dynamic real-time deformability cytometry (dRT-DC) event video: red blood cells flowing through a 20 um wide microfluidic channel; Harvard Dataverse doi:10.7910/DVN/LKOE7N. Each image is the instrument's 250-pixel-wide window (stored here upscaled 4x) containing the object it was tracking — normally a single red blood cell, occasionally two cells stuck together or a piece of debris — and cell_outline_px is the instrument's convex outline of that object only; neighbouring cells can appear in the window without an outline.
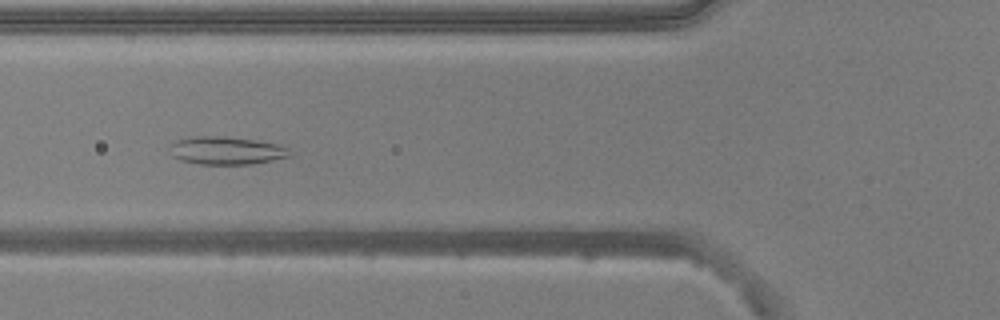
{"species": "common noctule bat (a hibernating species)", "species_latin": "Nyctalus noctula", "temperature_condition": "warm", "stored_images_in_passage": 48, "camera_frame_rate_fps": 3000, "um_per_image_px": 0.085, "animal": {"sex": "male", "body_mass_g": 20.5, "forearm_length_mm": 52.5}, "frame": {"image": 1, "passage_image": 15, "time_ms": 4.667, "image_size_px": [1000, 320], "cell_outline_px": [[292, 156], [252, 164], [200, 164], [180, 160], [172, 156], [168, 148], [176, 140], [188, 136], [224, 136], [256, 140], [280, 144], [288, 148]], "centroid_in_image_um": [19.23, 12.79], "position_along_channel_um": 106.6, "area_um2": 19.77}}
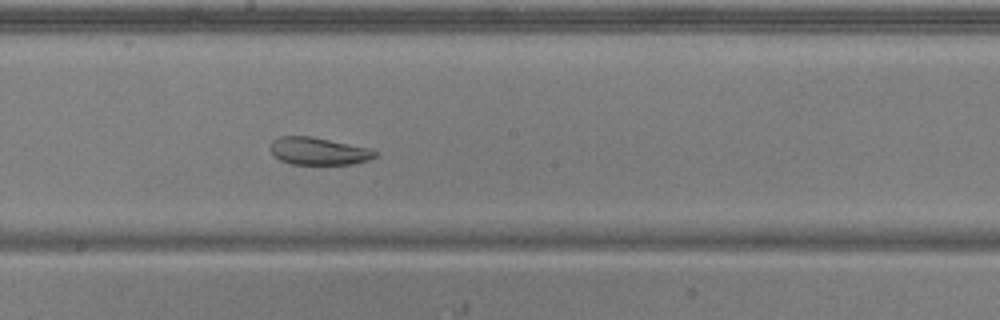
{"frame": {"image": 2, "passage_image": 24, "time_ms": 7.667, "image_size_px": [1000, 320], "cell_outline_px": [[380, 152], [376, 156], [368, 160], [352, 164], [292, 164], [280, 160], [272, 156], [268, 148], [272, 140], [276, 136], [312, 136], [372, 148]], "centroid_in_image_um": [27.05, 12.83], "position_along_channel_um": 221.1, "area_um2": 17.22}}
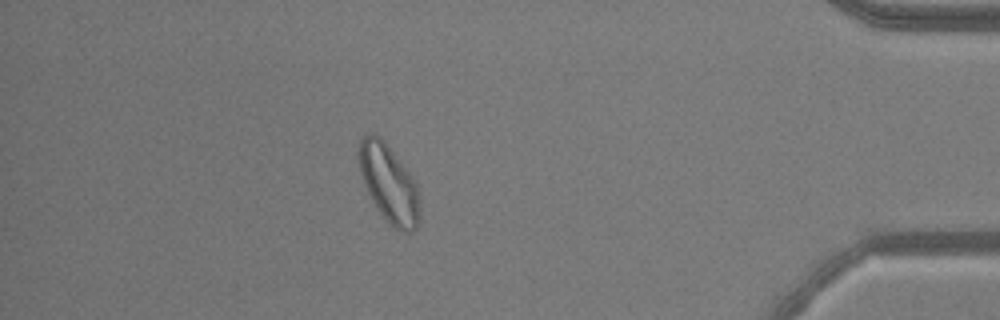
{"frame": {"image": 3, "passage_image": 42, "time_ms": 13.667, "image_size_px": [1000, 320], "cell_outline_px": [[420, 216], [416, 228], [412, 232], [400, 232], [380, 212], [372, 200], [364, 184], [360, 172], [356, 152], [360, 140], [364, 132], [376, 132], [384, 140], [412, 176], [416, 184], [420, 200]], "centroid_in_image_um": [33.03, 15.53], "position_along_channel_um": 402.2, "area_um2": 27.92}, "authors_computed_cell_mechanics": {"area_um2": 25.6632, "velocity_mm_per_s": 3.8147, "shape_relaxation_time_tau1_ms": null, "shape_relaxation_time_tau2_ms": 1.9214, "deformation_change_tau1": null, "deformation_change_tau2": 0.0725}}